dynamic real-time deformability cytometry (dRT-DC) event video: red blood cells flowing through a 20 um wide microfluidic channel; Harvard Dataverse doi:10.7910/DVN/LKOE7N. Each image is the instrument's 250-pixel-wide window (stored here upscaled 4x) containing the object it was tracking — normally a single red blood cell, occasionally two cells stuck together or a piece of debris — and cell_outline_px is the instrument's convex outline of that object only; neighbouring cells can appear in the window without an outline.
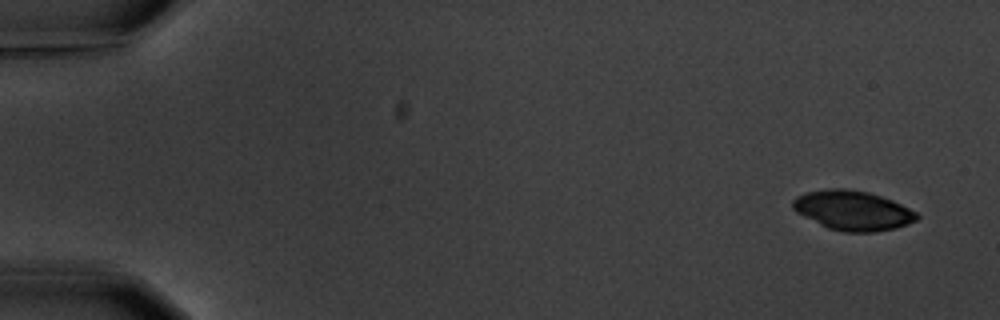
{"species": "common noctule bat (a hibernating species)", "species_latin": "Nyctalus noctula", "temperature_condition": "warm", "stored_images_in_passage": 5, "camera_frame_rate_fps": 3000, "um_per_image_px": 0.085, "animal": {"sex": "male", "body_mass_g": 20.1, "forearm_length_mm": 53.5}, "frame": {"image": 1, "passage_image": 1, "time_ms": 0.0, "image_size_px": [1000, 320], "cell_outline_px": [[920, 216], [916, 220], [908, 224], [896, 228], [872, 232], [844, 232], [828, 228], [796, 212], [792, 208], [792, 200], [796, 196], [804, 192], [828, 188], [848, 188], [868, 192], [892, 200], [916, 212]], "centroid_in_image_um": [72.46, 17.88], "position_along_channel_um": 12.5, "area_um2": 28.67}}